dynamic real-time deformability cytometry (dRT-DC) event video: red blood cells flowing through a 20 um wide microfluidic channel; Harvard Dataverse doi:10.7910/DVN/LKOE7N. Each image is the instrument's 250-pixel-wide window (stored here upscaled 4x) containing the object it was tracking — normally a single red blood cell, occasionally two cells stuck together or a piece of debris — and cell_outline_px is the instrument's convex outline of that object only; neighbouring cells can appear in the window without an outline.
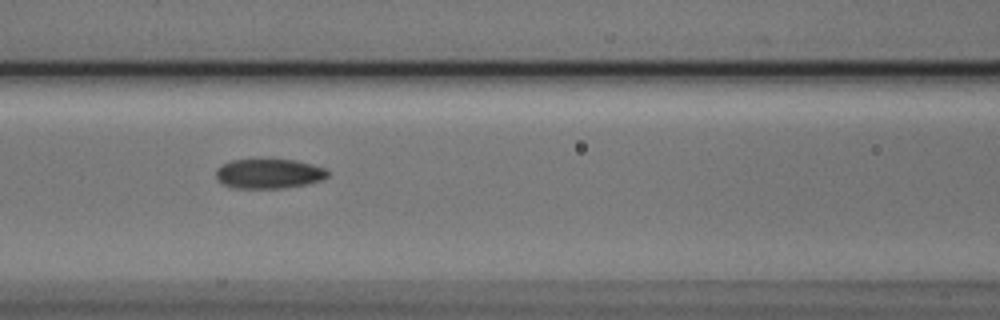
{"species": "Egyptian fruit bat (a non-hibernating species)", "species_latin": "Rousettus aegyptiacus", "temperature_condition": "cold", "stored_images_in_passage": 15, "camera_frame_rate_fps": 3000, "um_per_image_px": 0.085, "animal": {"sex": "male"}, "frame": {"image": 1, "passage_image": 7, "time_ms": 2.0, "image_size_px": [1000, 320], "cell_outline_px": [[328, 176], [320, 180], [308, 184], [280, 188], [236, 188], [224, 184], [216, 176], [216, 168], [232, 160], [296, 160], [312, 164], [324, 168], [328, 172]], "centroid_in_image_um": [22.87, 14.76], "position_along_channel_um": 143.7, "area_um2": 19.02}}
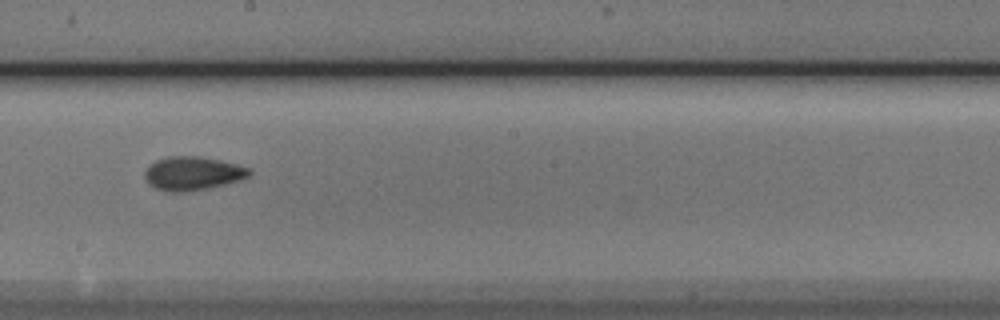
{"frame": {"image": 2, "passage_image": 9, "time_ms": 2.667, "image_size_px": [1000, 320], "cell_outline_px": [[252, 176], [240, 180], [208, 188], [188, 192], [168, 192], [156, 188], [148, 184], [144, 176], [144, 172], [156, 160], [168, 156], [200, 156], [220, 160], [236, 164], [248, 168], [252, 172]], "centroid_in_image_um": [16.38, 14.74], "position_along_channel_um": 231.8, "area_um2": 20.58}}
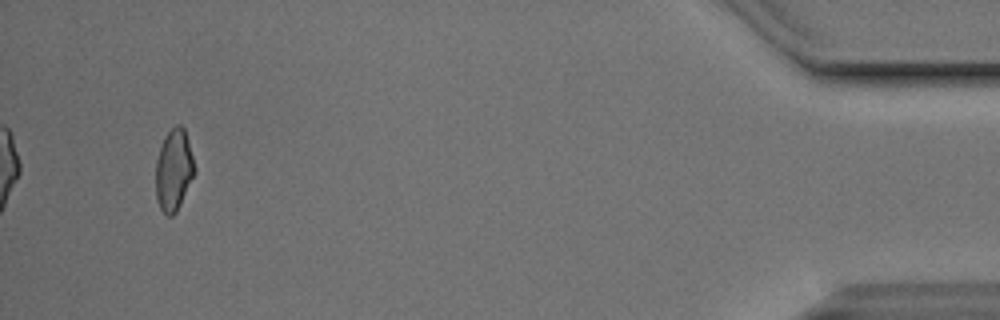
{"frame": {"image": 3, "passage_image": 15, "time_ms": 4.667, "image_size_px": [1000, 320], "cell_outline_px": [[196, 172], [176, 212], [172, 216], [168, 216], [160, 208], [156, 196], [156, 160], [164, 136], [176, 124], [180, 124], [184, 128], [188, 140], [196, 168]], "centroid_in_image_um": [14.78, 14.44], "position_along_channel_um": 420.4, "area_um2": 18.44}}